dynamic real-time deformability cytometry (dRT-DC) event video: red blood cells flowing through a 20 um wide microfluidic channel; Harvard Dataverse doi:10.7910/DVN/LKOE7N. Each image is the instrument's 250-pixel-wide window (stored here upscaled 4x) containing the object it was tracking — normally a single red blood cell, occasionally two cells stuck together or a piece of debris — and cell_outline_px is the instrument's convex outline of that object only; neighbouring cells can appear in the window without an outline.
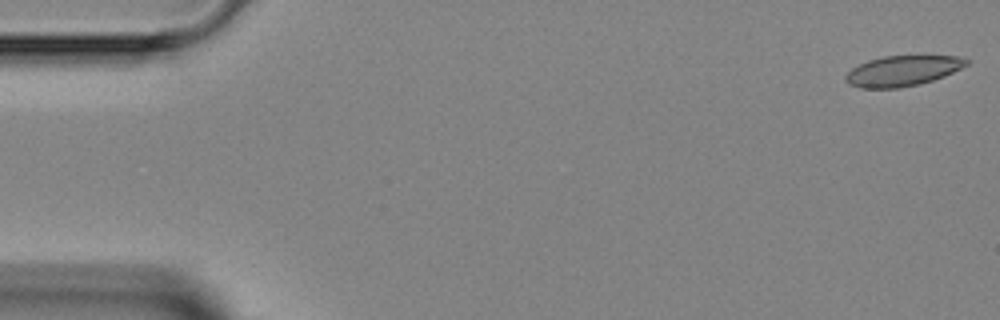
{"species": "Egyptian fruit bat (a non-hibernating species)", "species_latin": "Rousettus aegyptiacus", "temperature_condition": "room temperature", "stored_images_in_passage": 9, "camera_frame_rate_fps": 3000, "um_per_image_px": 0.085, "animal": {"sex": "female"}, "frame": {"image": 1, "passage_image": 1, "time_ms": 0.0, "image_size_px": [1000, 320], "cell_outline_px": [[968, 64], [944, 76], [920, 84], [900, 88], [860, 88], [848, 84], [844, 80], [844, 76], [852, 68], [868, 60], [884, 56], [956, 56], [968, 60]], "centroid_in_image_um": [76.67, 6.03], "position_along_channel_um": 8.3, "area_um2": 21.27}}